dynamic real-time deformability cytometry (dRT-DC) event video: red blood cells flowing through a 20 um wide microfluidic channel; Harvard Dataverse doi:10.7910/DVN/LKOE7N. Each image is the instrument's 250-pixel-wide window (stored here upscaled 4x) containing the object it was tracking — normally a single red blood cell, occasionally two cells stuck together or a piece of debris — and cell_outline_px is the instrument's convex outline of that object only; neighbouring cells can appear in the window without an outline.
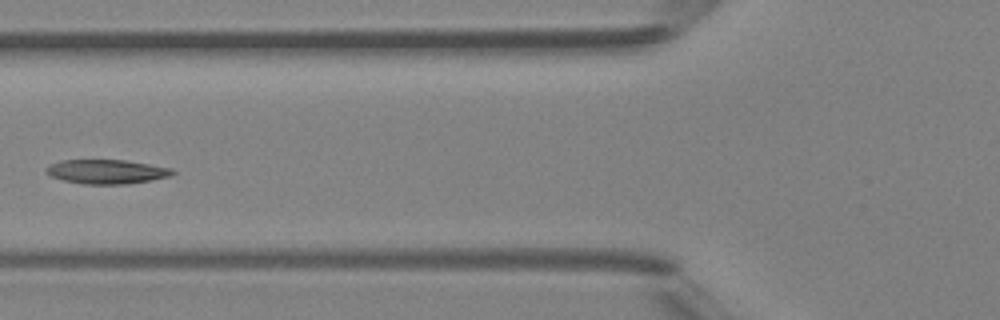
{"species": "Egyptian fruit bat (a non-hibernating species)", "species_latin": "Rousettus aegyptiacus", "temperature_condition": "room temperature", "stored_images_in_passage": 7, "camera_frame_rate_fps": 3000, "um_per_image_px": 0.085, "animal": {"sex": "female"}, "frame": {"image": 1, "passage_image": 6, "time_ms": 5.667, "image_size_px": [1000, 320], "cell_outline_px": [[176, 172], [172, 176], [124, 184], [84, 184], [64, 180], [52, 176], [44, 172], [44, 168], [52, 164], [64, 160], [124, 160], [172, 168]], "centroid_in_image_um": [9.07, 14.59], "position_along_channel_um": 116.7, "area_um2": 17.63}}
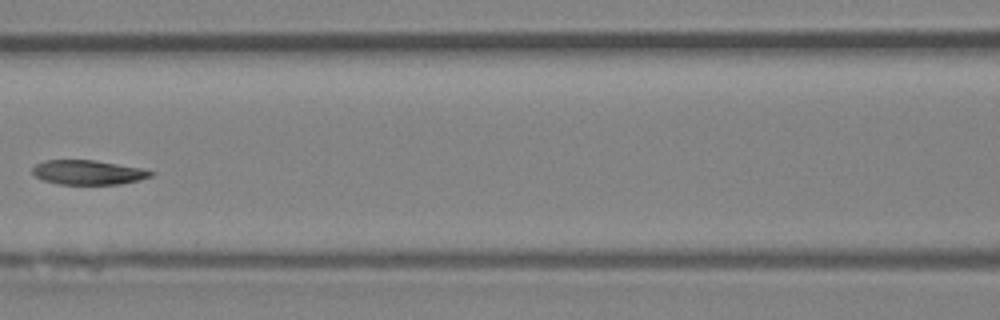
{"frame": {"image": 2, "passage_image": 7, "time_ms": 6.667, "image_size_px": [1000, 320], "cell_outline_px": [[156, 172], [152, 176], [140, 180], [120, 184], [60, 184], [44, 180], [36, 176], [32, 172], [32, 168], [36, 164], [44, 160], [96, 160], [140, 168]], "centroid_in_image_um": [7.51, 14.65], "position_along_channel_um": 159.1, "area_um2": 16.82}}